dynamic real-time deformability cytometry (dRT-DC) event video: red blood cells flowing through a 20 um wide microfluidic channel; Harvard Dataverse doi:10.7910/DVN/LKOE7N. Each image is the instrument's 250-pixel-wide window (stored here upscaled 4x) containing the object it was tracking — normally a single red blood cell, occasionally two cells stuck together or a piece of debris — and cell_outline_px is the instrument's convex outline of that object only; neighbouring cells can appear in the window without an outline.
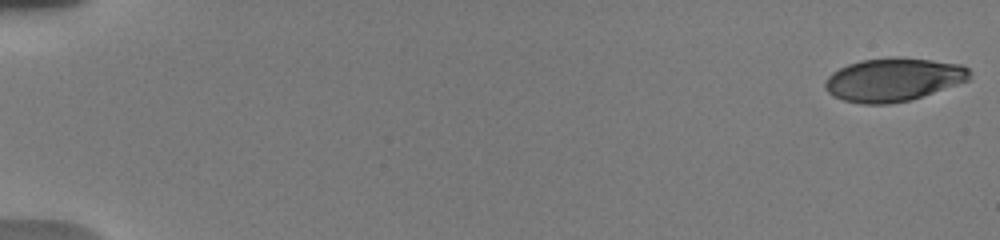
{"species": "human", "species_latin": "Homo sapiens", "temperature_condition": "warm", "stored_images_in_passage": 33, "camera_frame_rate_fps": 3000, "um_per_image_px": 0.085, "donor": {"sex": "male"}, "frame": {"image": 1, "passage_image": 1, "time_ms": 0.0, "image_size_px": [1000, 240], "cell_outline_px": [[972, 76], [968, 80], [912, 100], [888, 104], [860, 104], [844, 100], [832, 96], [824, 88], [824, 84], [828, 76], [832, 72], [848, 64], [860, 60], [888, 56], [900, 56], [932, 60], [960, 64], [968, 68], [972, 72]], "centroid_in_image_um": [75.92, 6.75], "position_along_channel_um": 9.1, "area_um2": 36.93}}
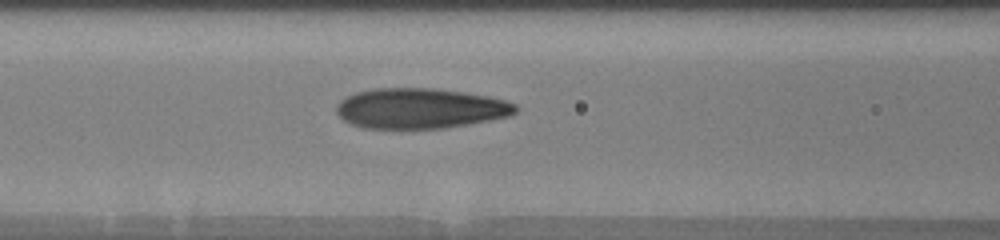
{"frame": {"image": 2, "passage_image": 28, "time_ms": 8.0, "image_size_px": [1000, 240], "cell_outline_px": [[520, 108], [516, 112], [508, 116], [468, 124], [444, 128], [364, 128], [352, 124], [344, 120], [336, 112], [336, 104], [340, 100], [356, 92], [372, 88], [436, 88], [464, 92], [488, 96], [504, 100], [516, 104]], "centroid_in_image_um": [35.71, 9.2], "position_along_channel_um": 130.9, "area_um2": 42.08}}
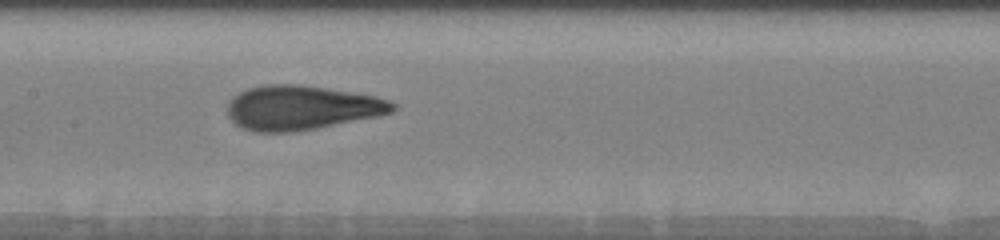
{"frame": {"image": 3, "passage_image": 32, "time_ms": 9.333, "image_size_px": [1000, 240], "cell_outline_px": [[396, 108], [392, 112], [380, 116], [316, 128], [288, 132], [256, 132], [240, 128], [228, 116], [228, 100], [240, 92], [248, 88], [264, 84], [296, 84], [328, 88], [376, 96], [388, 100], [396, 104]], "centroid_in_image_um": [25.62, 9.15], "position_along_channel_um": 181.8, "area_um2": 42.83}}